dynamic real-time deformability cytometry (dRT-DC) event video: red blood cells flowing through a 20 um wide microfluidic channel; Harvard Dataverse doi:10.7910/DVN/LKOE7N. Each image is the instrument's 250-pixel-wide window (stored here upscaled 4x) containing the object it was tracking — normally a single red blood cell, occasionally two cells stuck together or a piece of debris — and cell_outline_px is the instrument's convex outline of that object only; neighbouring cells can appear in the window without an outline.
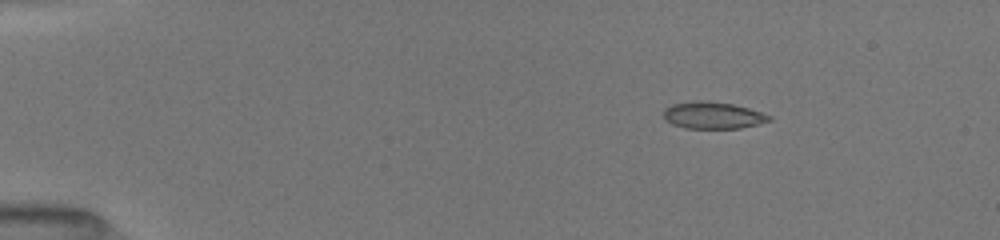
{"species": "common noctule bat (a hibernating species)", "species_latin": "Nyctalus noctula", "temperature_condition": "room temperature", "stored_images_in_passage": 40, "camera_frame_rate_fps": 3000, "um_per_image_px": 0.085, "animal": {"sex": "female", "body_mass_g": 19.5, "forearm_length_mm": 54.1}, "frame": {"image": 1, "passage_image": 4, "time_ms": 2.0, "image_size_px": [1000, 240], "cell_outline_px": [[772, 120], [740, 128], [684, 128], [672, 124], [664, 120], [664, 108], [672, 104], [696, 100], [708, 100], [732, 104], [748, 108], [772, 116]], "centroid_in_image_um": [60.55, 9.79], "position_along_channel_um": 24.4, "area_um2": 16.59}}
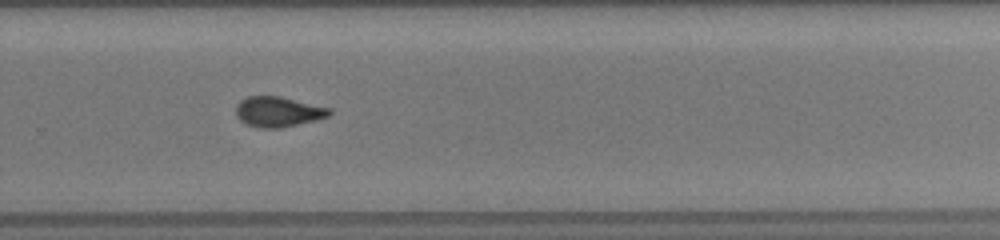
{"frame": {"image": 2, "passage_image": 26, "time_ms": 11.333, "image_size_px": [1000, 240], "cell_outline_px": [[332, 112], [328, 116], [316, 120], [280, 128], [260, 128], [244, 124], [236, 116], [236, 104], [240, 100], [248, 96], [280, 96], [332, 108]], "centroid_in_image_um": [23.63, 9.5], "position_along_channel_um": 306.2, "area_um2": 16.65}}
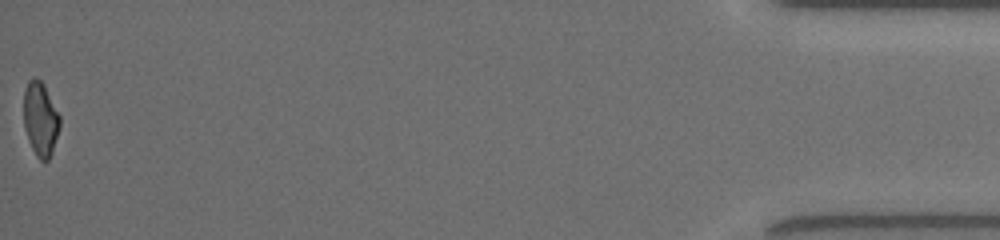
{"frame": {"image": 3, "passage_image": 40, "time_ms": 16.667, "image_size_px": [1000, 240], "cell_outline_px": [[60, 124], [52, 152], [48, 160], [40, 160], [36, 156], [28, 140], [24, 128], [24, 92], [28, 80], [32, 76], [36, 76], [44, 84], [60, 116]], "centroid_in_image_um": [3.42, 10.08], "position_along_channel_um": 431.8, "area_um2": 15.61}, "authors_computed_cell_mechanics": {"area_um2": 16.5308, "velocity_mm_per_s": 4.0094, "shape_relaxation_time_tau1_ms": 3.3071, "shape_relaxation_time_tau2_ms": 1.9038, "deformation_change_tau1": 0.1186, "deformation_change_tau2": 0.0663}}